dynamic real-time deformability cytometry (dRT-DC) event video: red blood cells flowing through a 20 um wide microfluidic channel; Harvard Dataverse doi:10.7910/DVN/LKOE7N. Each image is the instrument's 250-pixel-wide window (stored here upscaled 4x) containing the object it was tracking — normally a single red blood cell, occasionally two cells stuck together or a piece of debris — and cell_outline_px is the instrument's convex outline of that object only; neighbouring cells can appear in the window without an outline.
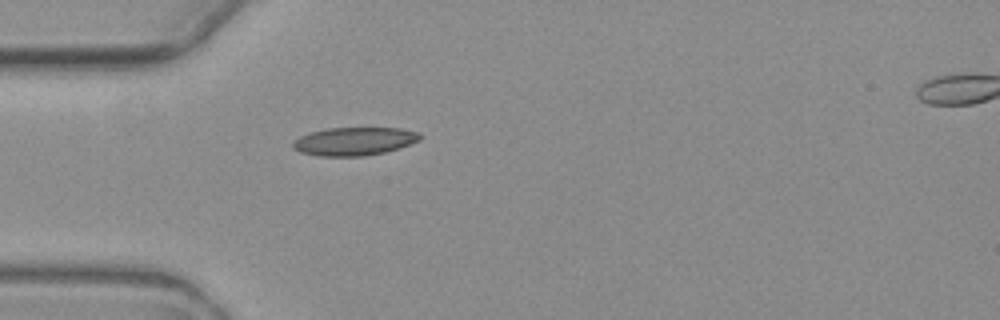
{"species": "common noctule bat (a hibernating species)", "species_latin": "Nyctalus noctula", "temperature_condition": "warm", "stored_images_in_passage": 2, "camera_frame_rate_fps": 3000, "um_per_image_px": 0.085, "animal": {"sex": "female", "body_mass_g": 19.3, "forearm_length_mm": 54.1}, "frame": {"image": 1, "passage_image": 1, "time_ms": 0.0, "image_size_px": [1000, 320], "cell_outline_px": [[424, 136], [420, 140], [384, 152], [364, 156], [320, 156], [300, 152], [292, 148], [292, 140], [308, 132], [328, 128], [400, 128], [420, 132]], "centroid_in_image_um": [30.08, 12.0], "position_along_channel_um": 54.9, "area_um2": 20.98}}